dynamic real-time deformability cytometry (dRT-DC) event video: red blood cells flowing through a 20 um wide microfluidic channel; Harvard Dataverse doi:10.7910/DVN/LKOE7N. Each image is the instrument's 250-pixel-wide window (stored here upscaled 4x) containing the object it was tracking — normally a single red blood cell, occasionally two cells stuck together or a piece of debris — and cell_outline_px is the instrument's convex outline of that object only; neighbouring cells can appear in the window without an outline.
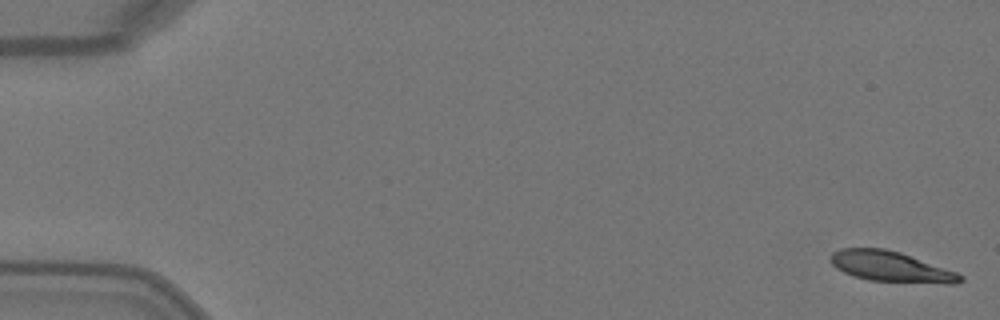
{"species": "Egyptian fruit bat (a non-hibernating species)", "species_latin": "Rousettus aegyptiacus", "temperature_condition": "warm", "stored_images_in_passage": 50, "camera_frame_rate_fps": 3000, "um_per_image_px": 0.085, "animal": {"sex": "female"}, "frame": {"image": 1, "passage_image": 1, "time_ms": 0.0, "image_size_px": [1000, 320], "cell_outline_px": [[964, 280], [956, 284], [944, 284], [868, 280], [852, 276], [836, 268], [828, 260], [832, 252], [840, 248], [884, 248], [900, 252], [956, 272], [964, 276]], "centroid_in_image_um": [75.71, 22.67], "position_along_channel_um": 9.3, "area_um2": 23.18}}
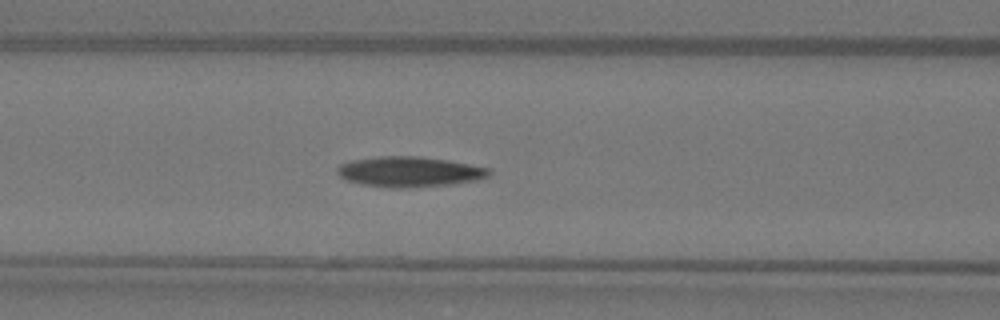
{"frame": {"image": 2, "passage_image": 21, "time_ms": 6.667, "image_size_px": [1000, 320], "cell_outline_px": [[492, 172], [488, 176], [476, 180], [452, 184], [400, 188], [396, 188], [364, 184], [344, 180], [336, 172], [336, 168], [340, 164], [352, 160], [376, 156], [420, 156], [448, 160], [492, 168]], "centroid_in_image_um": [34.81, 14.58], "position_along_channel_um": 131.8, "area_um2": 26.88}}
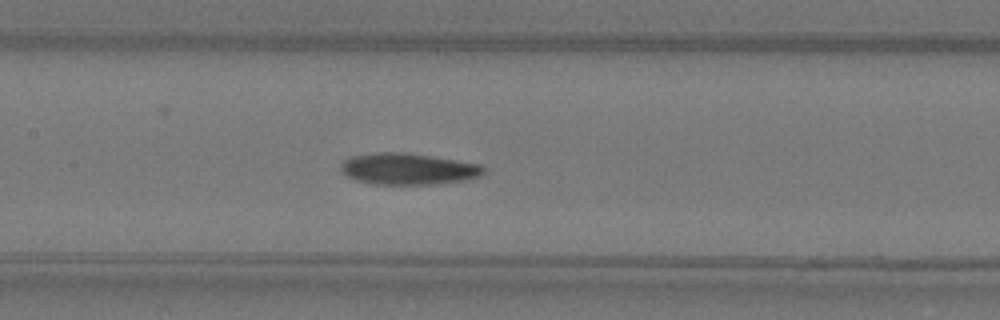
{"frame": {"image": 3, "passage_image": 24, "time_ms": 7.667, "image_size_px": [1000, 320], "cell_outline_px": [[488, 172], [480, 176], [468, 180], [436, 184], [372, 184], [356, 180], [348, 176], [340, 168], [340, 164], [348, 156], [380, 152], [404, 152], [432, 156], [480, 164], [488, 168]], "centroid_in_image_um": [34.74, 14.35], "position_along_channel_um": 172.7, "area_um2": 26.47}, "authors_computed_cell_mechanics": {"area_um2": 25.3742, "velocity_mm_per_s": 4.0883, "shape_relaxation_time_tau1_ms": 5.5865, "shape_relaxation_time_tau2_ms": null, "deformation_change_tau1": 0.2007, "deformation_change_tau2": null}}